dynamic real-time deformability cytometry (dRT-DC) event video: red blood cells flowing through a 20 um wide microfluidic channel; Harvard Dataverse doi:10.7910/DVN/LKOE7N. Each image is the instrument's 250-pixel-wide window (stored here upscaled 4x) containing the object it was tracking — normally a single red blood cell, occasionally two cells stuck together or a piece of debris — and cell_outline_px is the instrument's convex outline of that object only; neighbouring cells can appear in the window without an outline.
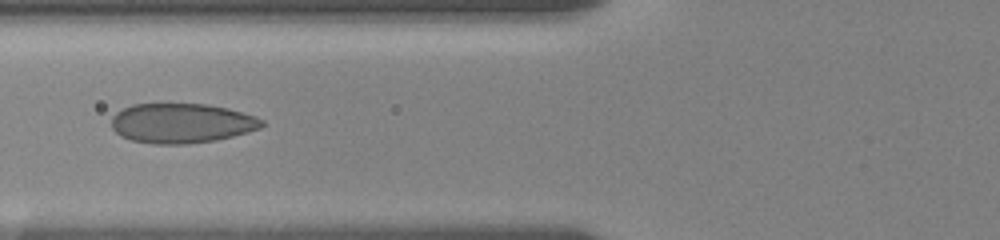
{"species": "human", "species_latin": "Homo sapiens", "temperature_condition": "room temperature", "stored_images_in_passage": 28, "camera_frame_rate_fps": 3000, "um_per_image_px": 0.085, "donor": {"sex": "female"}, "frame": {"image": 1, "passage_image": 4, "time_ms": 1.667, "image_size_px": [1000, 240], "cell_outline_px": [[264, 124], [260, 128], [248, 132], [216, 140], [188, 144], [152, 144], [132, 140], [120, 136], [112, 128], [112, 116], [116, 112], [132, 104], [208, 104], [228, 108], [256, 116], [264, 120]], "centroid_in_image_um": [15.44, 10.47], "position_along_channel_um": 110.4, "area_um2": 34.97}}
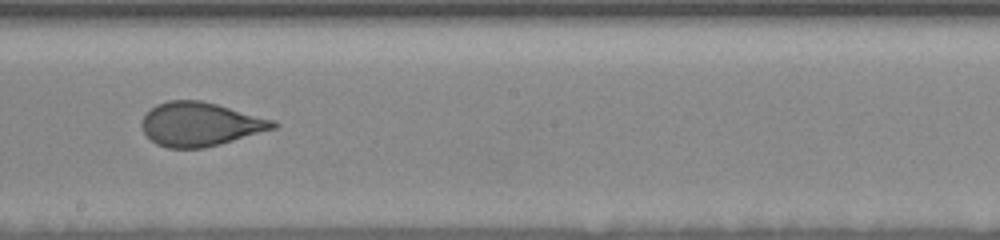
{"frame": {"image": 2, "passage_image": 10, "time_ms": 5.0, "image_size_px": [1000, 240], "cell_outline_px": [[280, 124], [276, 128], [220, 144], [204, 148], [168, 148], [156, 144], [144, 132], [140, 124], [140, 120], [156, 104], [168, 100], [200, 100], [216, 104], [276, 120]], "centroid_in_image_um": [17.02, 10.55], "position_along_channel_um": 231.2, "area_um2": 33.58}}
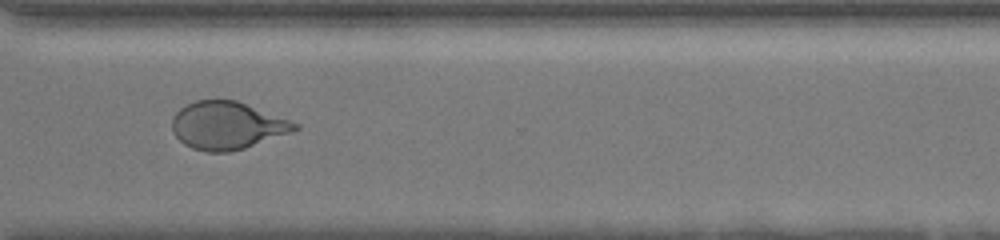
{"frame": {"image": 3, "passage_image": 17, "time_ms": 8.333, "image_size_px": [1000, 240], "cell_outline_px": [[300, 128], [292, 132], [244, 148], [228, 152], [204, 152], [192, 148], [184, 144], [172, 132], [172, 116], [180, 108], [196, 100], [236, 100], [300, 124]], "centroid_in_image_um": [19.29, 10.67], "position_along_channel_um": 351.3, "area_um2": 33.99}, "authors_computed_cell_mechanics": {"area_um2": 34.6511, "velocity_mm_per_s": 3.6145, "shape_relaxation_time_tau1_ms": 6.7993, "shape_relaxation_time_tau2_ms": null, "deformation_change_tau1": 0.1706, "deformation_change_tau2": null}}